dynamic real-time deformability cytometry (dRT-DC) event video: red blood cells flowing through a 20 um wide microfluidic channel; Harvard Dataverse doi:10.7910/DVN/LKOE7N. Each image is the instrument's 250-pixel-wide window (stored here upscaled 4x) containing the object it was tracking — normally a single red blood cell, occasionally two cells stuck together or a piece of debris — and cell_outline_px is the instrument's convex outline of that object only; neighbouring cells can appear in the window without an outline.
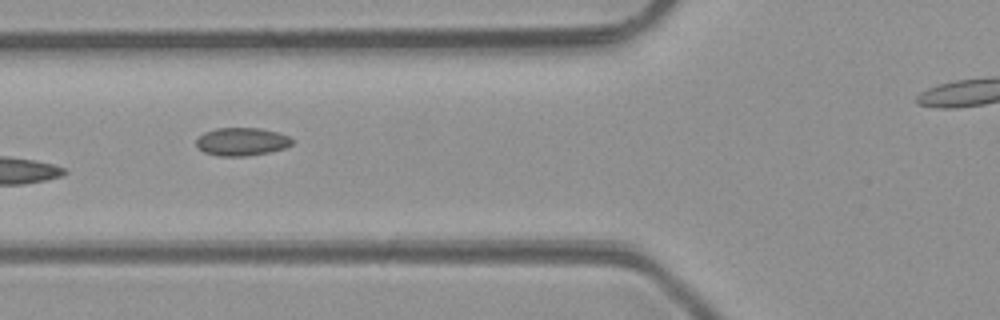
{"species": "common noctule bat (a hibernating species)", "species_latin": "Nyctalus noctula", "temperature_condition": "room temperature", "stored_images_in_passage": 5, "camera_frame_rate_fps": 3000, "um_per_image_px": 0.085, "animal": {"sex": "male", "body_mass_g": 23.1, "forearm_length_mm": 52.7}, "frame": {"image": 1, "passage_image": 4, "time_ms": 4.333, "image_size_px": [1000, 320], "cell_outline_px": [[292, 144], [284, 148], [268, 152], [244, 156], [220, 156], [204, 152], [196, 144], [196, 140], [204, 132], [216, 128], [260, 128], [276, 132], [288, 136], [292, 140]], "centroid_in_image_um": [20.53, 12.03], "position_along_channel_um": 105.3, "area_um2": 15.43}}
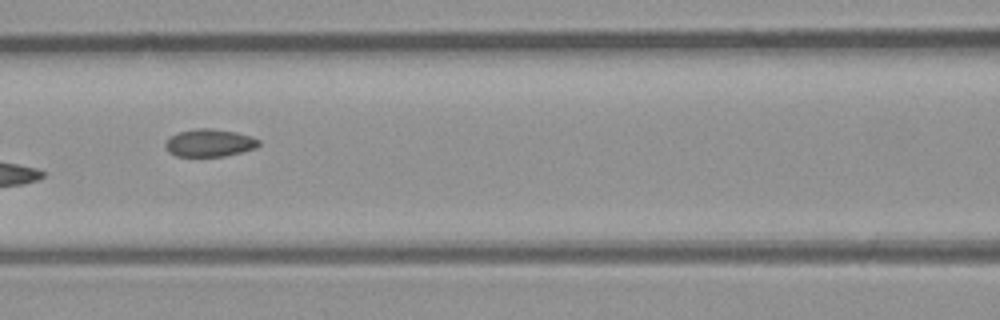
{"frame": {"image": 2, "passage_image": 5, "time_ms": 5.333, "image_size_px": [1000, 320], "cell_outline_px": [[260, 144], [256, 148], [224, 156], [176, 156], [168, 152], [164, 144], [172, 136], [180, 132], [196, 128], [208, 128], [236, 132], [252, 136], [260, 140]], "centroid_in_image_um": [17.83, 12.15], "position_along_channel_um": 148.8, "area_um2": 14.91}}